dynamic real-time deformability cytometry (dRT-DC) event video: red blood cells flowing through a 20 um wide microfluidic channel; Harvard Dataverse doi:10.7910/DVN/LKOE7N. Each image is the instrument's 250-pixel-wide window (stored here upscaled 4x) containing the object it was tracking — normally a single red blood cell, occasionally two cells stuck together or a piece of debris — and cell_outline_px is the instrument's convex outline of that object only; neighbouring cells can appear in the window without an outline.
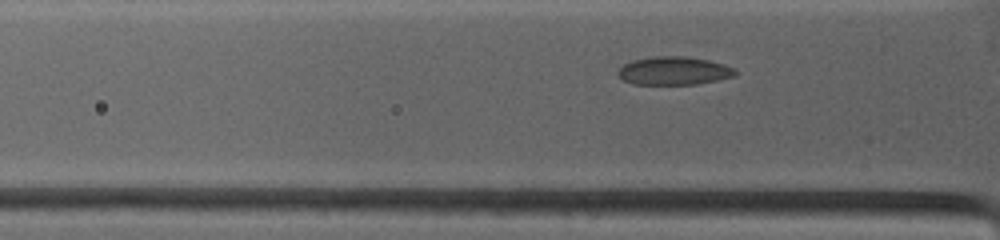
{"species": "common noctule bat (a hibernating species)", "species_latin": "Nyctalus noctula", "temperature_condition": "warm", "stored_images_in_passage": 6, "camera_frame_rate_fps": 4500, "um_per_image_px": 0.085, "animal": {"sex": "female", "body_mass_g": 19.0, "forearm_length_mm": 53.3}, "frame": {"image": 1, "passage_image": 5, "time_ms": 1.333, "image_size_px": [1000, 240], "cell_outline_px": [[736, 76], [696, 84], [632, 84], [624, 80], [616, 72], [624, 64], [632, 60], [656, 56], [684, 56], [708, 60], [724, 64], [736, 68]], "centroid_in_image_um": [57.29, 6.01], "position_along_channel_um": 68.5, "area_um2": 19.25}}